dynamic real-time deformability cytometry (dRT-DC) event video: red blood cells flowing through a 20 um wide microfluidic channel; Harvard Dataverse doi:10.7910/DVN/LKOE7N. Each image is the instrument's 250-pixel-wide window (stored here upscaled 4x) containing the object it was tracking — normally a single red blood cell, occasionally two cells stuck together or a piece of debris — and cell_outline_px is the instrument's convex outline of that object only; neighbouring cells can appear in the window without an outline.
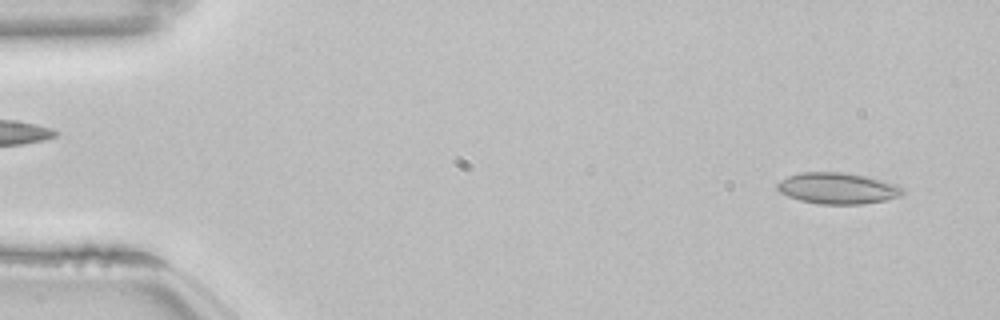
{"species": "common noctule bat (a hibernating species)", "species_latin": "Nyctalus noctula", "temperature_condition": "room temperature", "stored_images_in_passage": 53, "camera_frame_rate_fps": 3000, "um_per_image_px": 0.085, "animal": {"sex": "female", "body_mass_g": 22.7, "forearm_length_mm": 54.2}, "frame": {"image": 1, "passage_image": 3, "time_ms": 0.667, "image_size_px": [1000, 320], "cell_outline_px": [[904, 192], [900, 196], [888, 200], [860, 204], [820, 204], [800, 200], [788, 196], [780, 192], [776, 188], [776, 184], [780, 180], [788, 176], [800, 172], [844, 172], [868, 176], [896, 184], [904, 188]], "centroid_in_image_um": [71.21, 16.0], "position_along_channel_um": 13.8, "area_um2": 23.0}}
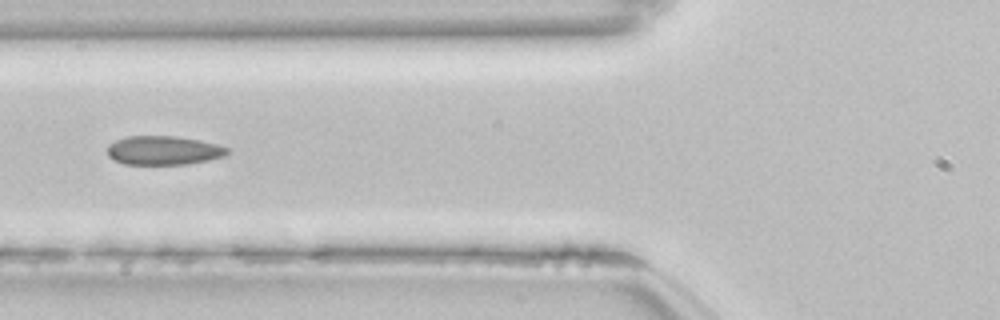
{"frame": {"image": 2, "passage_image": 20, "time_ms": 6.333, "image_size_px": [1000, 320], "cell_outline_px": [[228, 152], [224, 156], [208, 160], [188, 164], [124, 164], [112, 160], [108, 156], [108, 144], [116, 140], [128, 136], [172, 136], [200, 140], [216, 144], [228, 148]], "centroid_in_image_um": [13.87, 12.79], "position_along_channel_um": 111.9, "area_um2": 20.17}}
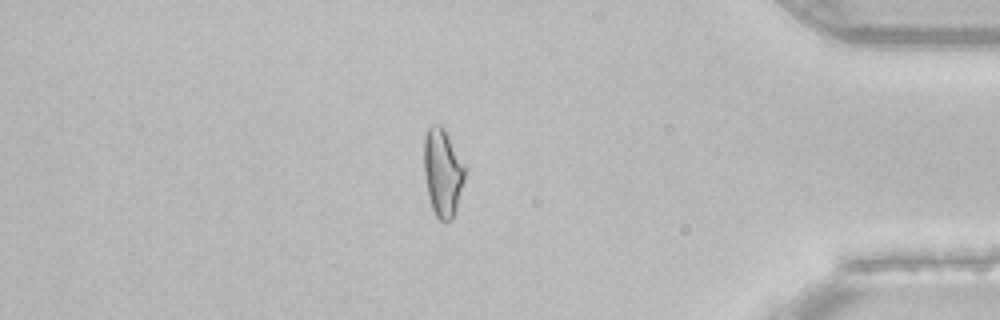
{"frame": {"image": 3, "passage_image": 45, "time_ms": 14.667, "image_size_px": [1000, 320], "cell_outline_px": [[468, 168], [456, 208], [452, 216], [448, 220], [440, 220], [436, 216], [432, 208], [428, 196], [424, 176], [424, 140], [428, 128], [432, 124], [440, 124], [444, 128]], "centroid_in_image_um": [37.64, 14.61], "position_along_channel_um": 397.6, "area_um2": 21.1}, "authors_computed_cell_mechanics": {"area_um2": 20.9814, "velocity_mm_per_s": 3.8473, "shape_relaxation_time_tau1_ms": null, "shape_relaxation_time_tau2_ms": 2.0004, "deformation_change_tau1": null, "deformation_change_tau2": 0.067}}